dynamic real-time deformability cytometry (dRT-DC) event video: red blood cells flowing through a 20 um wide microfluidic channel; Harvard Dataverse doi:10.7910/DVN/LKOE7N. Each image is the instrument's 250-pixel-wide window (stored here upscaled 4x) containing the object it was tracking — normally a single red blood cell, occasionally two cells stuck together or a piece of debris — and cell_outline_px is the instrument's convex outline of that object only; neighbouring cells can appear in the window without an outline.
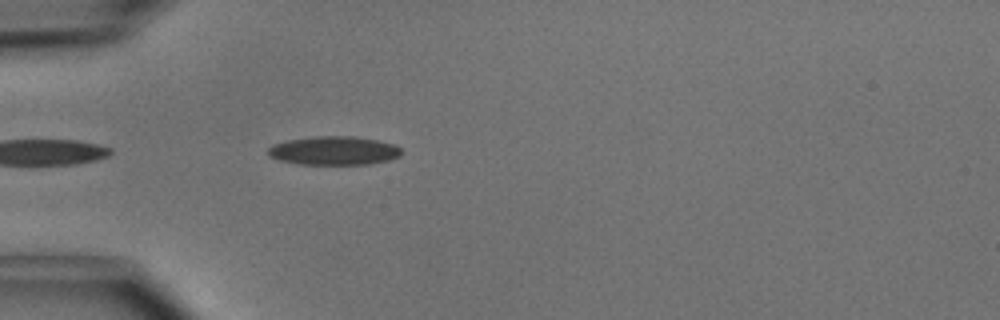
{"species": "common noctule bat (a hibernating species)", "species_latin": "Nyctalus noctula", "temperature_condition": "cold", "stored_images_in_passage": 9, "camera_frame_rate_fps": 3000, "um_per_image_px": 0.085, "animal": {"sex": "male", "body_mass_g": 15.6}, "frame": {"image": 1, "passage_image": 2, "time_ms": 0.333, "image_size_px": [1000, 320], "cell_outline_px": [[400, 156], [388, 160], [368, 164], [300, 164], [280, 160], [268, 156], [268, 148], [272, 144], [288, 140], [312, 136], [356, 136], [376, 140], [392, 144], [400, 148]], "centroid_in_image_um": [28.35, 12.8], "position_along_channel_um": 56.7, "area_um2": 22.2}}